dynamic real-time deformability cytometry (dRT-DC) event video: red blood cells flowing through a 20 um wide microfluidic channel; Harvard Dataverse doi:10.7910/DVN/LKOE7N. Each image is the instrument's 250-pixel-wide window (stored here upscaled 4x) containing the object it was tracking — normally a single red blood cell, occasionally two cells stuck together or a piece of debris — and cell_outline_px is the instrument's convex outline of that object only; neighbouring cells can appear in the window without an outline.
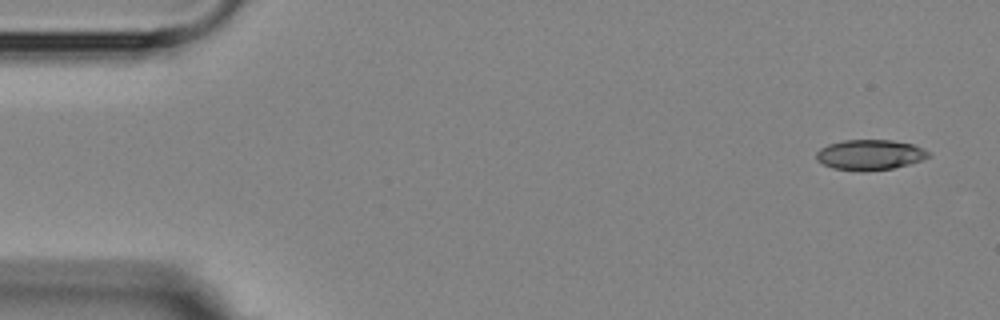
{"species": "Egyptian fruit bat (a non-hibernating species)", "species_latin": "Rousettus aegyptiacus", "temperature_condition": "room temperature", "stored_images_in_passage": 6, "segment_of_instrument_passage": [1, 2], "camera_frame_rate_fps": 3000, "um_per_image_px": 0.085, "animal": {"sex": "female"}, "frame": {"image": 1, "passage_image": 1, "time_ms": 0.0, "image_size_px": [1000, 320], "cell_outline_px": [[932, 156], [908, 164], [892, 168], [864, 172], [860, 172], [832, 168], [816, 160], [816, 152], [820, 148], [828, 144], [844, 140], [892, 140], [912, 144], [924, 148]], "centroid_in_image_um": [73.92, 13.16], "position_along_channel_um": 11.1, "area_um2": 19.94}}
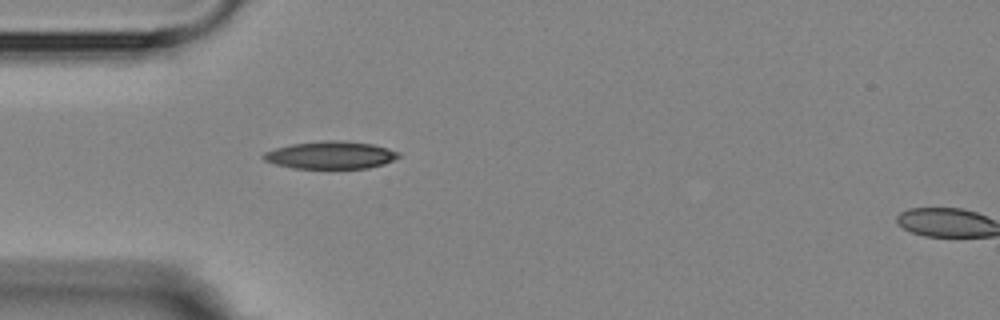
{"frame": {"image": 2, "passage_image": 5, "time_ms": 4.333, "image_size_px": [1000, 320], "cell_outline_px": [[400, 156], [384, 164], [368, 168], [292, 168], [276, 164], [264, 160], [260, 156], [264, 152], [276, 148], [292, 144], [324, 140], [332, 140], [372, 144], [388, 148], [400, 152]], "centroid_in_image_um": [28.09, 13.18], "position_along_channel_um": 56.9, "area_um2": 21.56}}